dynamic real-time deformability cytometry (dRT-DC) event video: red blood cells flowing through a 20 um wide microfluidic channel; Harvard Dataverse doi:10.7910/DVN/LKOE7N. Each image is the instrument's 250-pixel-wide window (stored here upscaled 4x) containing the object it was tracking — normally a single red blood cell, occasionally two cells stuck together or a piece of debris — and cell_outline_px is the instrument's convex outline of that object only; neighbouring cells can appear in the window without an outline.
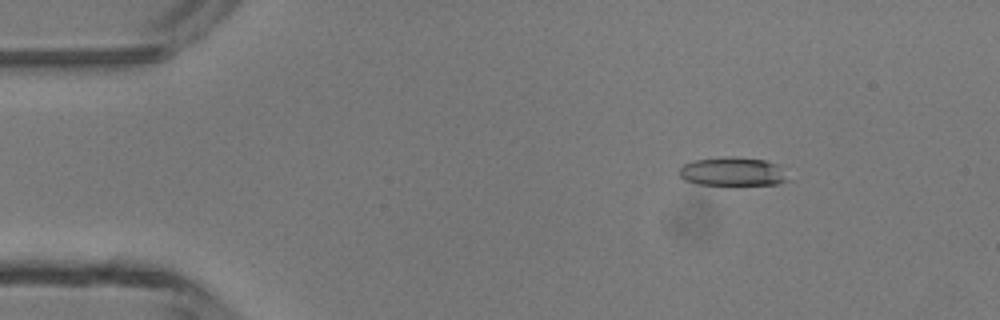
{"species": "common noctule bat (a hibernating species)", "species_latin": "Nyctalus noctula", "temperature_condition": "room temperature", "stored_images_in_passage": 3, "camera_frame_rate_fps": 3000, "um_per_image_px": 0.085, "animal": {"sex": "male", "body_mass_g": 13.3}, "frame": {"image": 1, "passage_image": 2, "time_ms": 1.333, "image_size_px": [1000, 320], "cell_outline_px": [[792, 180], [776, 184], [696, 184], [684, 180], [680, 176], [680, 168], [684, 164], [692, 160], [732, 156], [736, 156], [764, 160], [776, 164]], "centroid_in_image_um": [62.28, 14.58], "position_along_channel_um": 22.7, "area_um2": 18.09}}